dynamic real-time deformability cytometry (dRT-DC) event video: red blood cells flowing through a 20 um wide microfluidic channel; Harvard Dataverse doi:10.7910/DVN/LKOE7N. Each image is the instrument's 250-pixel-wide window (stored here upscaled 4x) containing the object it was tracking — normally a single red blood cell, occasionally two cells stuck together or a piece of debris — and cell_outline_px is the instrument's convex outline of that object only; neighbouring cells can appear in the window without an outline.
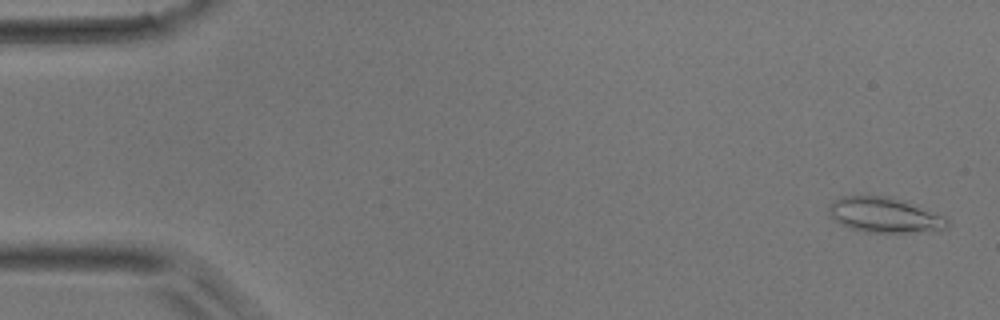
{"species": "common noctule bat (a hibernating species)", "species_latin": "Nyctalus noctula", "temperature_condition": "room temperature", "stored_images_in_passage": 9, "camera_frame_rate_fps": 3000, "um_per_image_px": 0.085, "animal": {"sex": "male", "body_mass_g": 17.9}, "frame": {"image": 1, "passage_image": 2, "time_ms": 0.333, "image_size_px": [1000, 320], "cell_outline_px": [[948, 224], [944, 228], [912, 232], [864, 232], [848, 228], [840, 224], [828, 212], [828, 204], [840, 196], [888, 196], [904, 200], [944, 216], [948, 220]], "centroid_in_image_um": [75.12, 18.26], "position_along_channel_um": 9.9, "area_um2": 24.1}}